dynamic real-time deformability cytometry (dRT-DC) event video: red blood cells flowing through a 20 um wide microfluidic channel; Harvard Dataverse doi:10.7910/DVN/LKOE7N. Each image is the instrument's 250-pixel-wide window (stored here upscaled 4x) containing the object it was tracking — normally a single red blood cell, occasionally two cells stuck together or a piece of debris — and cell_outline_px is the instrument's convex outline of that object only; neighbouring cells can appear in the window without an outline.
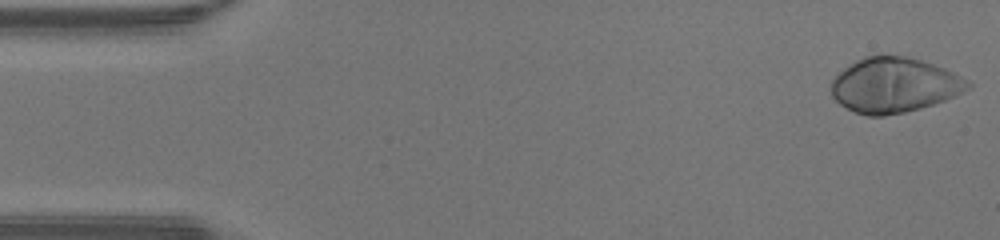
{"species": "human", "species_latin": "Homo sapiens", "temperature_condition": "warm", "stored_images_in_passage": 47, "camera_frame_rate_fps": 3000, "um_per_image_px": 0.085, "donor": {"sex": "male"}, "frame": {"image": 1, "passage_image": 1, "time_ms": 0.0, "image_size_px": [1000, 240], "cell_outline_px": [[972, 84], [968, 88], [956, 96], [920, 108], [904, 112], [884, 116], [868, 116], [856, 112], [840, 104], [832, 96], [832, 80], [844, 68], [856, 60], [864, 56], [904, 56], [920, 60], [944, 68], [968, 80]], "centroid_in_image_um": [76.0, 7.24], "position_along_channel_um": 9.0, "area_um2": 43.23}}
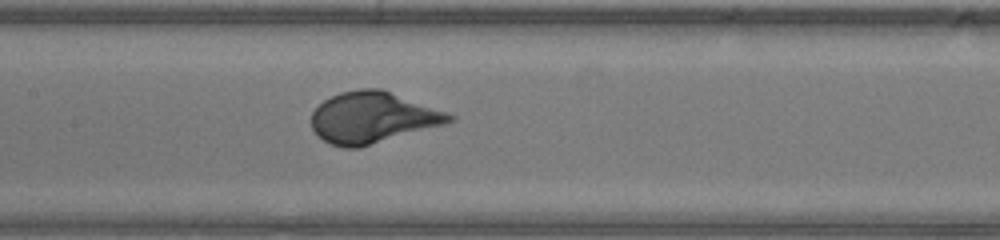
{"frame": {"image": 2, "passage_image": 22, "time_ms": 7.0, "image_size_px": [1000, 240], "cell_outline_px": [[456, 120], [444, 124], [356, 148], [344, 148], [332, 144], [324, 140], [312, 128], [312, 112], [324, 100], [340, 92], [360, 88], [380, 88], [456, 116]], "centroid_in_image_um": [31.65, 9.98], "position_along_channel_um": 175.7, "area_um2": 40.34}}
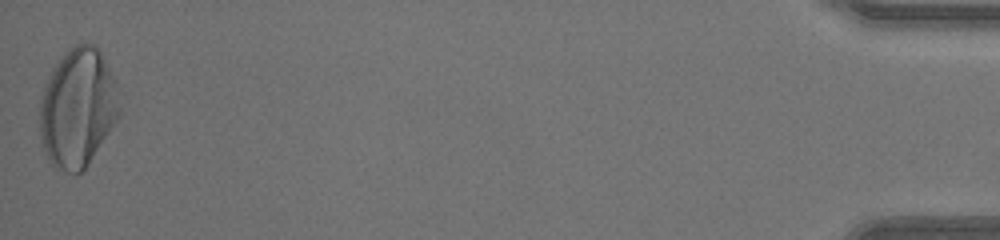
{"frame": {"image": 3, "passage_image": 47, "time_ms": 15.333, "image_size_px": [1000, 240], "cell_outline_px": [[120, 116], [88, 164], [76, 176], [56, 168], [48, 160], [40, 136], [40, 96], [48, 76], [60, 56], [68, 48], [76, 44], [96, 44], [116, 84], [120, 108]], "centroid_in_image_um": [6.59, 9.18], "position_along_channel_um": 428.6, "area_um2": 55.26}, "authors_computed_cell_mechanics": {"area_um2": 41.2692, "velocity_mm_per_s": 4.2962, "shape_relaxation_time_tau1_ms": 2.2935, "shape_relaxation_time_tau2_ms": null, "deformation_change_tau1": 0.2172, "deformation_change_tau2": null}}